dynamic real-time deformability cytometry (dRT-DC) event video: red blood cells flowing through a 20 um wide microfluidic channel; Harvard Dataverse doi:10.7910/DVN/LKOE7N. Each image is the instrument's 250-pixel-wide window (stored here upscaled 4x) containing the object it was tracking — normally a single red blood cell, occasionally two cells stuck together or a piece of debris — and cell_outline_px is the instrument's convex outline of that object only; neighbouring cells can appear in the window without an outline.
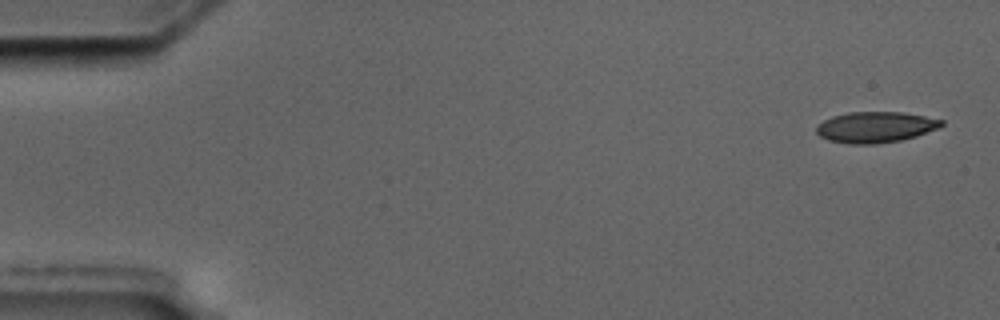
{"species": "common noctule bat (a hibernating species)", "species_latin": "Nyctalus noctula", "temperature_condition": "cold", "stored_images_in_passage": 5, "camera_frame_rate_fps": 3000, "um_per_image_px": 0.085, "animal": {"sex": "male", "body_mass_g": 17.5, "forearm_length_mm": 52.3}, "frame": {"image": 1, "passage_image": 1, "time_ms": 0.0, "image_size_px": [1000, 320], "cell_outline_px": [[944, 124], [940, 128], [916, 136], [900, 140], [876, 144], [848, 144], [828, 140], [820, 136], [816, 132], [816, 128], [824, 120], [832, 116], [848, 112], [900, 112], [924, 116], [944, 120]], "centroid_in_image_um": [74.43, 10.81], "position_along_channel_um": 10.6, "area_um2": 22.54}}
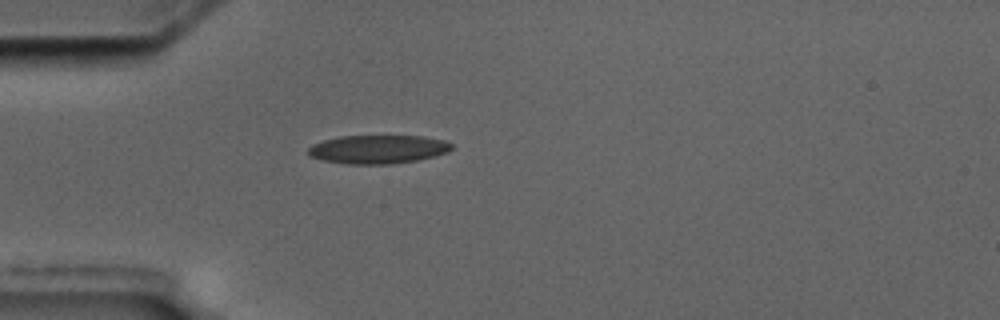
{"frame": {"image": 2, "passage_image": 5, "time_ms": 4.667, "image_size_px": [1000, 320], "cell_outline_px": [[452, 148], [448, 152], [436, 156], [416, 160], [392, 164], [348, 164], [324, 160], [308, 156], [308, 148], [312, 144], [324, 140], [340, 136], [424, 136], [444, 140], [452, 144]], "centroid_in_image_um": [32.13, 12.69], "position_along_channel_um": 52.9, "area_um2": 23.93}}